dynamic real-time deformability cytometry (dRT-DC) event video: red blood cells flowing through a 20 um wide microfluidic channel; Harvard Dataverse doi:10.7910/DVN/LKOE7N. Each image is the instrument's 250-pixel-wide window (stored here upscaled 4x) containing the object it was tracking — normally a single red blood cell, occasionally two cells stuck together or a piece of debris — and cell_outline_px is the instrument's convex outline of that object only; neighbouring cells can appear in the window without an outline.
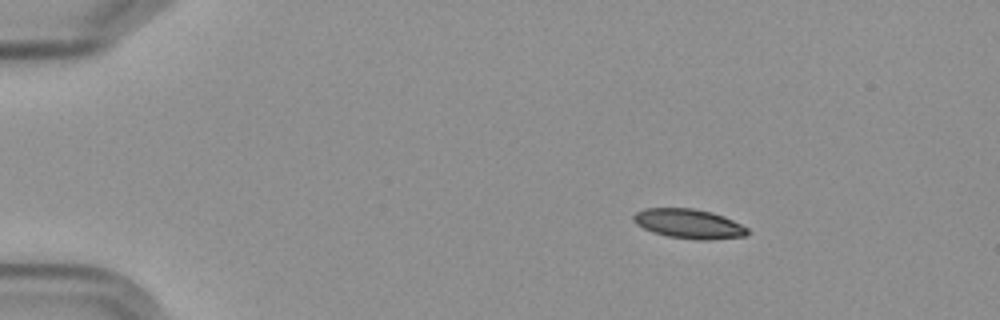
{"species": "Egyptian fruit bat (a non-hibernating species)", "species_latin": "Rousettus aegyptiacus", "temperature_condition": "cold", "stored_images_in_passage": 6, "camera_frame_rate_fps": 3000, "um_per_image_px": 0.085, "frame": {"image": 1, "passage_image": 2, "time_ms": 1.333, "image_size_px": [1000, 320], "cell_outline_px": [[748, 232], [744, 236], [708, 240], [700, 240], [668, 236], [652, 232], [636, 224], [632, 220], [632, 216], [636, 212], [644, 208], [696, 208], [712, 212], [724, 216], [748, 228]], "centroid_in_image_um": [58.52, 19.01], "position_along_channel_um": 26.5, "area_um2": 19.59}}
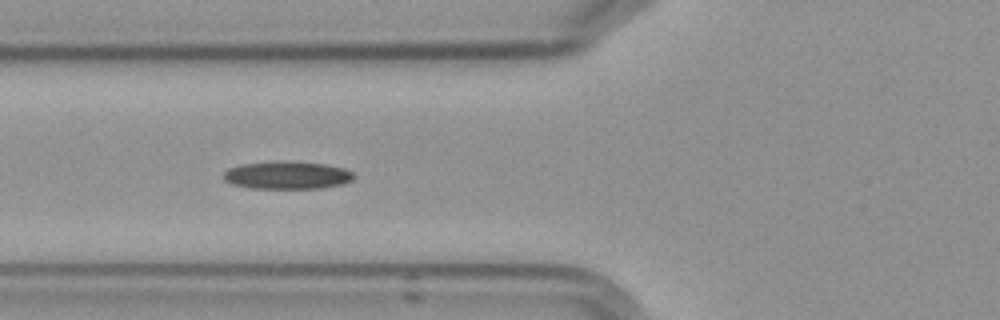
{"frame": {"image": 2, "passage_image": 5, "time_ms": 5.667, "image_size_px": [1000, 320], "cell_outline_px": [[352, 180], [340, 184], [320, 188], [252, 188], [232, 184], [224, 180], [224, 172], [228, 168], [240, 164], [324, 164], [344, 168], [352, 172]], "centroid_in_image_um": [24.38, 14.94], "position_along_channel_um": 101.4, "area_um2": 19.77}}
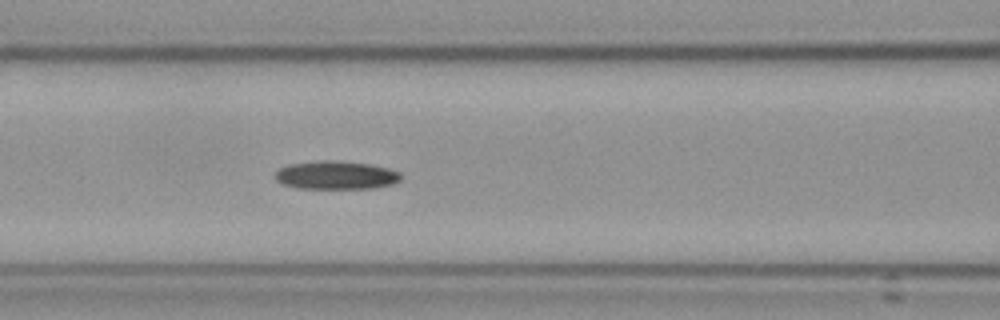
{"frame": {"image": 3, "passage_image": 6, "time_ms": 6.667, "image_size_px": [1000, 320], "cell_outline_px": [[400, 180], [396, 184], [372, 188], [300, 188], [284, 184], [276, 180], [276, 172], [280, 168], [288, 164], [316, 160], [336, 160], [368, 164], [388, 168], [400, 172]], "centroid_in_image_um": [28.58, 14.88], "position_along_channel_um": 138.0, "area_um2": 20.75}}